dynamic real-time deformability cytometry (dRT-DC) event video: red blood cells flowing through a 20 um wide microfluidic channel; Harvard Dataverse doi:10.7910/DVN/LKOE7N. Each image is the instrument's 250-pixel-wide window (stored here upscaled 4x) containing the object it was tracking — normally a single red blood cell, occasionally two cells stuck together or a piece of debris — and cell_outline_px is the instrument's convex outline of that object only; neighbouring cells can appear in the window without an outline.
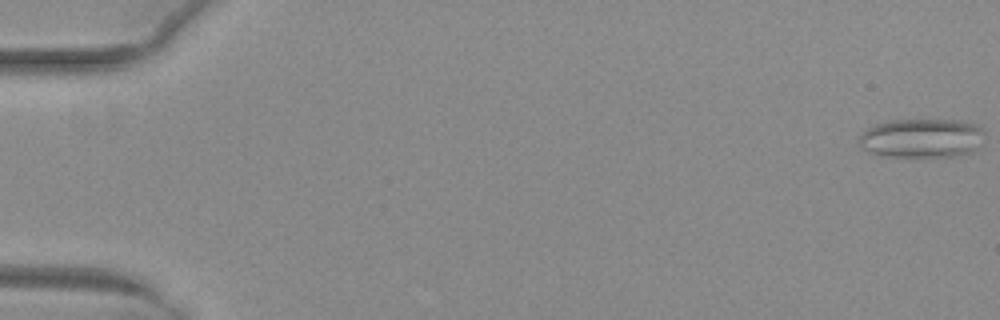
{"species": "common noctule bat (a hibernating species)", "species_latin": "Nyctalus noctula", "temperature_condition": "warm", "stored_images_in_passage": 52, "camera_frame_rate_fps": 3000, "um_per_image_px": 0.085, "animal": {"sex": "female", "body_mass_g": 29.2, "forearm_length_mm": 56.3}, "frame": {"image": 1, "passage_image": 1, "time_ms": 0.0, "image_size_px": [1000, 320], "cell_outline_px": [[984, 132], [976, 148], [972, 152], [952, 156], [888, 156], [868, 152], [860, 148], [860, 136], [868, 128], [876, 124], [888, 120], [960, 120], [976, 124], [984, 128]], "centroid_in_image_um": [78.35, 11.73], "position_along_channel_um": 6.7, "area_um2": 28.44}}
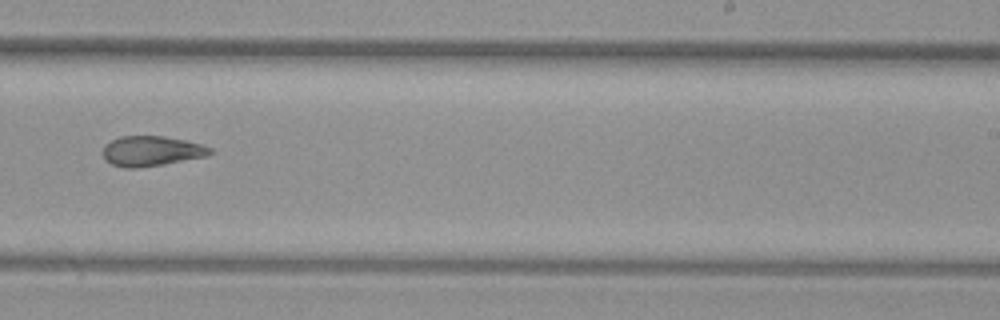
{"frame": {"image": 2, "passage_image": 34, "time_ms": 11.0, "image_size_px": [1000, 320], "cell_outline_px": [[212, 152], [208, 156], [164, 164], [136, 168], [124, 168], [112, 164], [104, 160], [104, 144], [120, 136], [164, 136], [184, 140], [200, 144], [212, 148]], "centroid_in_image_um": [12.87, 12.84], "position_along_channel_um": 276.1, "area_um2": 18.79}}
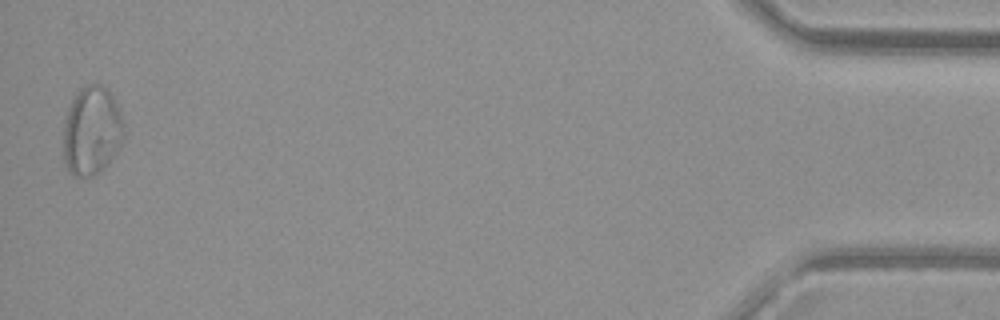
{"frame": {"image": 3, "passage_image": 52, "time_ms": 17.0, "image_size_px": [1000, 320], "cell_outline_px": [[124, 136], [120, 148], [104, 168], [92, 176], [72, 176], [68, 172], [64, 164], [64, 120], [68, 108], [76, 92], [80, 88], [88, 84], [100, 84], [108, 88], [116, 104], [124, 124]], "centroid_in_image_um": [7.79, 11.13], "position_along_channel_um": 427.4, "area_um2": 31.56}, "authors_computed_cell_mechanics": {"area_um2": 22.7732, "velocity_mm_per_s": 4.0237, "shape_relaxation_time_tau1_ms": null, "shape_relaxation_time_tau2_ms": 1.7677, "deformation_change_tau1": null, "deformation_change_tau2": 0.0825}}